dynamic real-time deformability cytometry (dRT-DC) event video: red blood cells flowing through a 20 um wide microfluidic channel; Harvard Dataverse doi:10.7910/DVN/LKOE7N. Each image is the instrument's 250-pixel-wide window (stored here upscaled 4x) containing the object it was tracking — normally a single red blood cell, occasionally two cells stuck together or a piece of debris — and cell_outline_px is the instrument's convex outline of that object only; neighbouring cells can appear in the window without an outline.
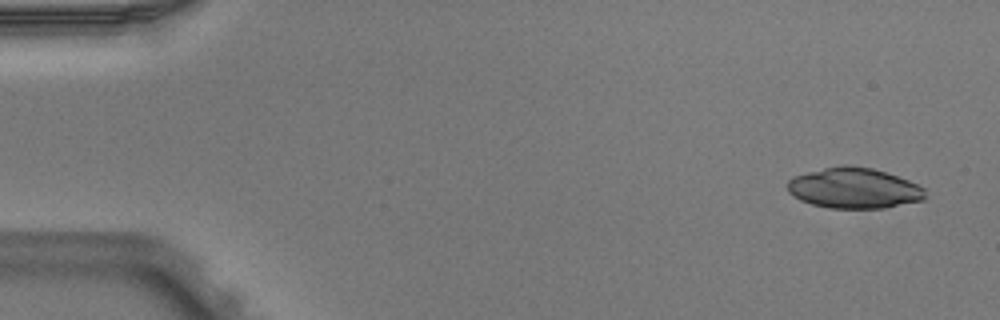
{"species": "Egyptian fruit bat (a non-hibernating species)", "species_latin": "Rousettus aegyptiacus", "temperature_condition": "warm", "stored_images_in_passage": 4, "camera_frame_rate_fps": 3000, "um_per_image_px": 0.085, "animal": {"sex": "male"}, "frame": {"image": 1, "passage_image": 1, "time_ms": 0.0, "image_size_px": [1000, 320], "cell_outline_px": [[924, 200], [884, 208], [828, 208], [812, 204], [800, 200], [788, 192], [788, 180], [792, 176], [840, 164], [848, 164], [872, 168], [908, 180], [924, 188]], "centroid_in_image_um": [72.56, 15.99], "position_along_channel_um": 12.4, "area_um2": 32.54}}